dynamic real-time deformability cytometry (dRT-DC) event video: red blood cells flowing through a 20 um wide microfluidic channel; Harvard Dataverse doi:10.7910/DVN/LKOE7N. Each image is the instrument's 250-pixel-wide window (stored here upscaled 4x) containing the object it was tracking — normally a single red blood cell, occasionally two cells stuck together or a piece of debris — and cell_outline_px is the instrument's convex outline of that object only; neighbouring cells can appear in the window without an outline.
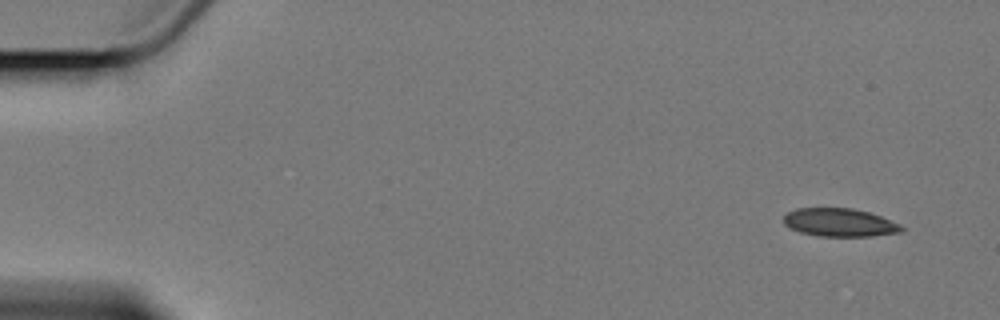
{"species": "Egyptian fruit bat (a non-hibernating species)", "species_latin": "Rousettus aegyptiacus", "temperature_condition": "cold", "stored_images_in_passage": 5, "camera_frame_rate_fps": 3000, "um_per_image_px": 0.085, "animal": {"sex": "female"}, "frame": {"image": 1, "passage_image": 1, "time_ms": 0.0, "image_size_px": [1000, 320], "cell_outline_px": [[904, 232], [872, 236], [820, 236], [800, 232], [784, 224], [784, 216], [788, 212], [796, 208], [852, 208], [868, 212], [880, 216], [900, 224], [904, 228]], "centroid_in_image_um": [71.39, 18.91], "position_along_channel_um": 13.6, "area_um2": 19.31}}